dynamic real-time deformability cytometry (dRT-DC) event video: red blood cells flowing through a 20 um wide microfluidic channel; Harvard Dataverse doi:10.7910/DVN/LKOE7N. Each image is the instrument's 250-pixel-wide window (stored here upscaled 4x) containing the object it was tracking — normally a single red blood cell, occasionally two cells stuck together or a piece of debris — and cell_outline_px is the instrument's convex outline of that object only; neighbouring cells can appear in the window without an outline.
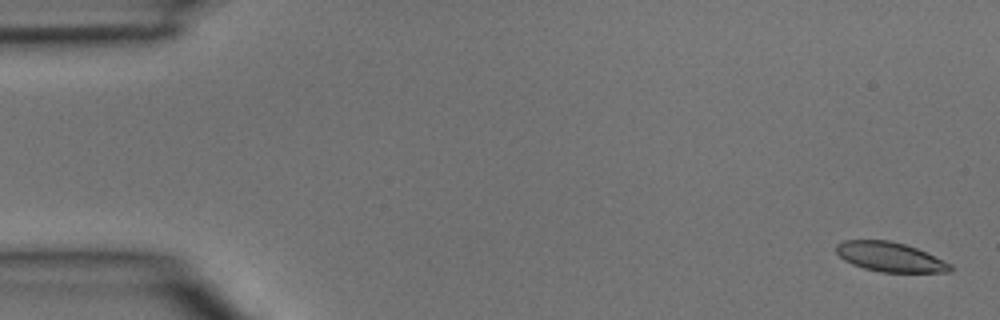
{"species": "common noctule bat (a hibernating species)", "species_latin": "Nyctalus noctula", "temperature_condition": "room temperature", "stored_images_in_passage": 4, "segment_of_instrument_passage": [1, 2], "camera_frame_rate_fps": 3000, "um_per_image_px": 0.085, "animal": {"sex": "male", "body_mass_g": 15.6}, "frame": {"image": 1, "passage_image": 1, "time_ms": 0.0, "image_size_px": [1000, 320], "cell_outline_px": [[952, 272], [880, 272], [864, 268], [852, 264], [844, 260], [836, 252], [836, 244], [844, 240], [888, 240], [904, 244], [916, 248], [952, 264]], "centroid_in_image_um": [75.64, 21.84], "position_along_channel_um": 9.4, "area_um2": 19.54}}
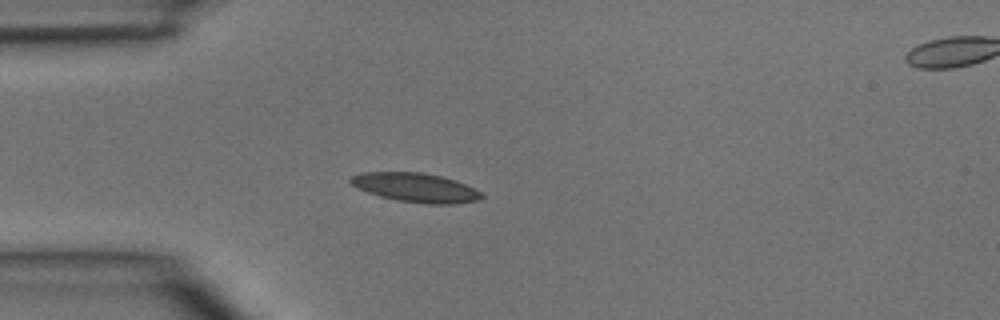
{"frame": {"image": 2, "passage_image": 3, "time_ms": 0.667, "image_size_px": [1000, 320], "cell_outline_px": [[484, 196], [476, 200], [452, 204], [428, 204], [396, 200], [380, 196], [356, 188], [348, 180], [352, 176], [360, 172], [420, 172], [440, 176], [456, 180], [480, 192]], "centroid_in_image_um": [35.28, 15.94], "position_along_channel_um": 49.7, "area_um2": 22.02}}